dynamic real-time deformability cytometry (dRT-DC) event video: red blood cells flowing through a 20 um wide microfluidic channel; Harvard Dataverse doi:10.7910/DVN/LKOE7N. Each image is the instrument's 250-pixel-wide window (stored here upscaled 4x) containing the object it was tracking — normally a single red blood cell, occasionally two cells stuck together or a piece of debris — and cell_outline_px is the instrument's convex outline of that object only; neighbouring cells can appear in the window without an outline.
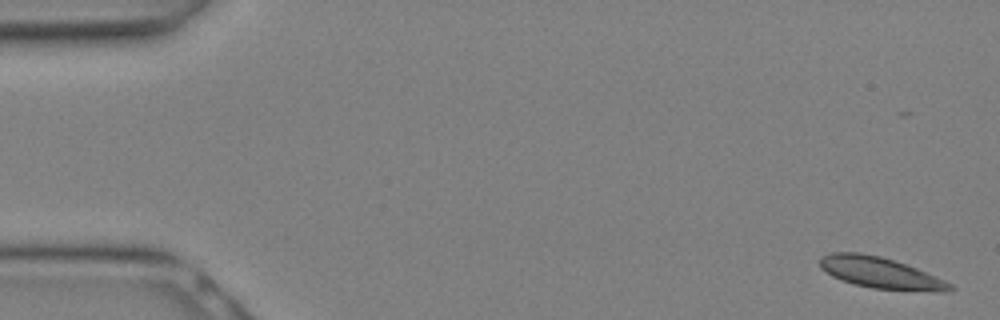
{"species": "Egyptian fruit bat (a non-hibernating species)", "species_latin": "Rousettus aegyptiacus", "temperature_condition": "warm", "stored_images_in_passage": 12, "camera_frame_rate_fps": 3000, "um_per_image_px": 0.085, "animal": {"sex": "female"}, "frame": {"image": 1, "passage_image": 1, "time_ms": 0.0, "image_size_px": [1000, 320], "cell_outline_px": [[956, 288], [944, 292], [940, 292], [872, 288], [840, 280], [832, 276], [820, 268], [820, 256], [832, 252], [860, 252], [880, 256], [916, 268], [936, 276], [952, 284]], "centroid_in_image_um": [74.82, 23.19], "position_along_channel_um": 10.2, "area_um2": 23.58}}
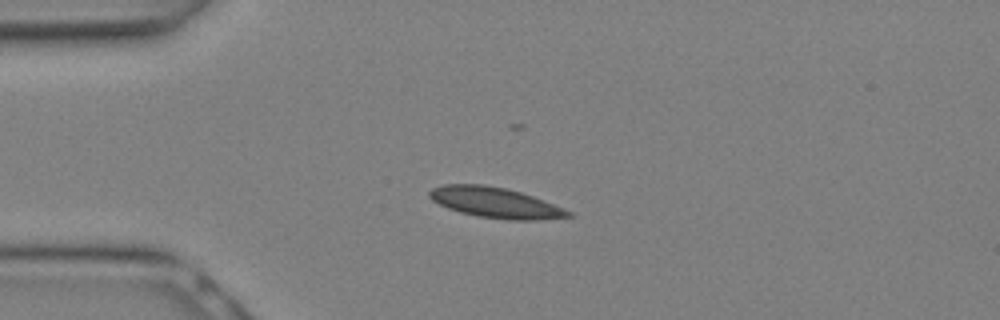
{"frame": {"image": 2, "passage_image": 7, "time_ms": 2.0, "image_size_px": [1000, 320], "cell_outline_px": [[572, 216], [532, 220], [508, 220], [476, 216], [460, 212], [448, 208], [432, 200], [428, 196], [428, 192], [432, 188], [444, 184], [484, 184], [504, 188], [520, 192], [532, 196], [564, 208], [572, 212]], "centroid_in_image_um": [42.07, 17.22], "position_along_channel_um": 42.9, "area_um2": 24.51}}
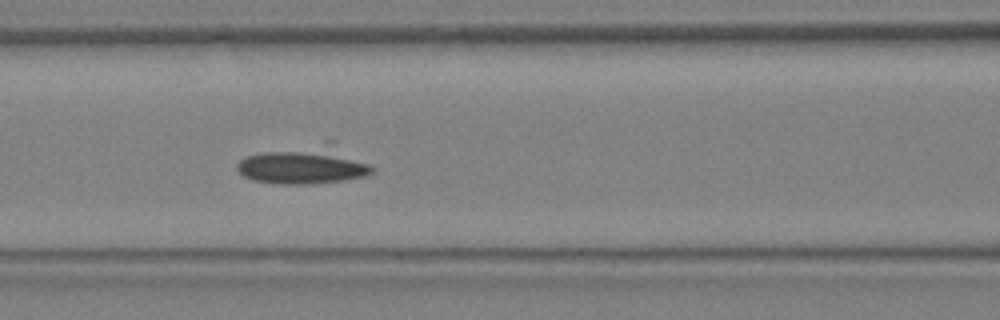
{"frame": {"image": 3, "passage_image": 12, "time_ms": 3.667, "image_size_px": [1000, 320], "cell_outline_px": [[376, 168], [372, 172], [364, 176], [344, 180], [308, 184], [280, 184], [252, 180], [244, 176], [236, 168], [236, 164], [244, 156], [264, 152], [328, 140], [336, 140]], "centroid_in_image_um": [25.94, 13.98], "position_along_channel_um": 140.7, "area_um2": 30.69}}